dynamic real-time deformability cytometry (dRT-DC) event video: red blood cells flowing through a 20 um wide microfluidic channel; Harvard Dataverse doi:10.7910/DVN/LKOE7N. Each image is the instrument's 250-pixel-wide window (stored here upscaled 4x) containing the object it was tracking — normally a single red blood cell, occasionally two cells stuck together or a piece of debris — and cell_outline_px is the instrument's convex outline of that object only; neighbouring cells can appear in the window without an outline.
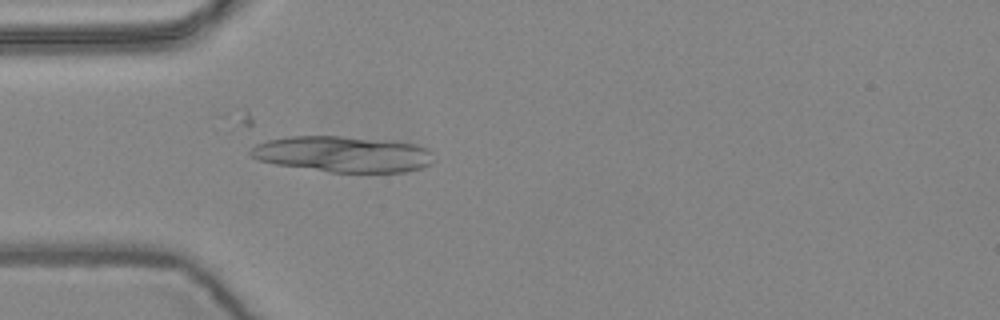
{"species": "common noctule bat (a hibernating species)", "species_latin": "Nyctalus noctula", "temperature_condition": "warm", "stored_images_in_passage": 4, "camera_frame_rate_fps": 3000, "um_per_image_px": 0.085, "animal": {"sex": "female", "body_mass_g": 24.6, "forearm_length_mm": 56.2}, "frame": {"image": 1, "passage_image": 4, "time_ms": 1.0, "image_size_px": [1000, 320], "cell_outline_px": [[432, 164], [420, 168], [404, 172], [332, 172], [276, 164], [260, 160], [252, 156], [248, 152], [256, 144], [268, 140], [288, 136], [340, 136], [392, 140], [416, 144], [428, 148], [432, 152]], "centroid_in_image_um": [29.19, 13.09], "position_along_channel_um": 55.8, "area_um2": 38.44}}